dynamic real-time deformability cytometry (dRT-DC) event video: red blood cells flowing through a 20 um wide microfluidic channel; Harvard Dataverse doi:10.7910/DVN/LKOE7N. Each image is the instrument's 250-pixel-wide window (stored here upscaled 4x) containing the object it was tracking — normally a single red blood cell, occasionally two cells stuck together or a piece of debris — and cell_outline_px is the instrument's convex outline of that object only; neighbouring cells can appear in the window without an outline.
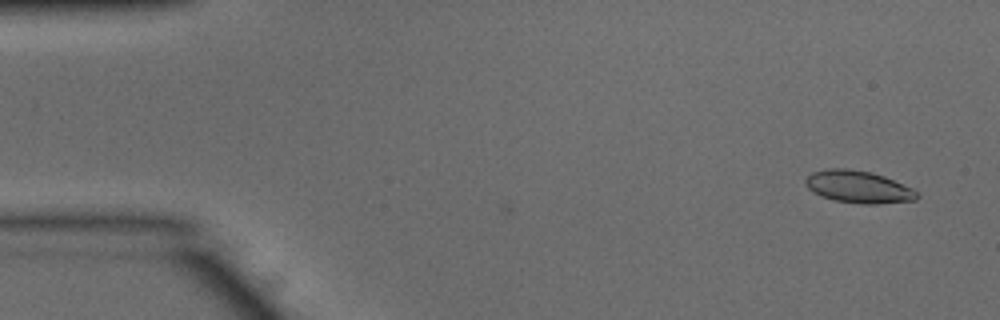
{"species": "common noctule bat (a hibernating species)", "species_latin": "Nyctalus noctula", "temperature_condition": "warm", "stored_images_in_passage": 39, "camera_frame_rate_fps": 3000, "um_per_image_px": 0.085, "animal": {"sex": "male", "body_mass_g": 15.6}, "frame": {"image": 1, "passage_image": 1, "time_ms": 0.0, "image_size_px": [1000, 320], "cell_outline_px": [[920, 196], [916, 200], [876, 204], [864, 204], [836, 200], [812, 192], [804, 184], [804, 180], [812, 172], [828, 168], [848, 168], [872, 172], [884, 176], [912, 188]], "centroid_in_image_um": [72.96, 15.87], "position_along_channel_um": 12.0, "area_um2": 20.92}}
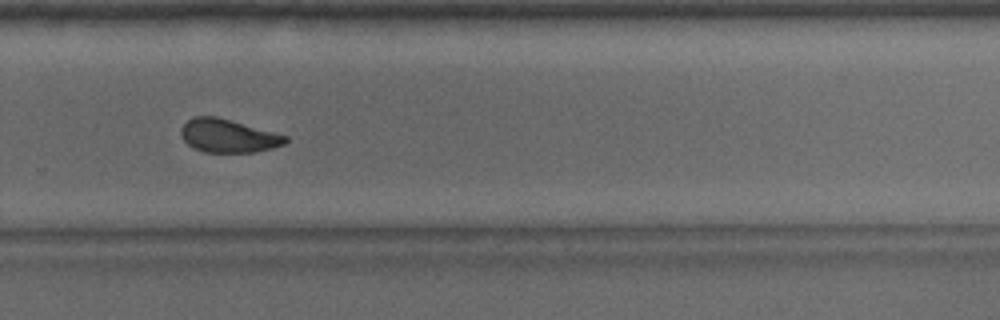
{"frame": {"image": 2, "passage_image": 33, "time_ms": 10.667, "image_size_px": [1000, 320], "cell_outline_px": [[288, 140], [284, 144], [272, 148], [256, 152], [204, 152], [188, 144], [180, 136], [180, 128], [188, 120], [196, 116], [216, 116], [288, 136]], "centroid_in_image_um": [19.38, 11.54], "position_along_channel_um": 310.4, "area_um2": 20.11}}
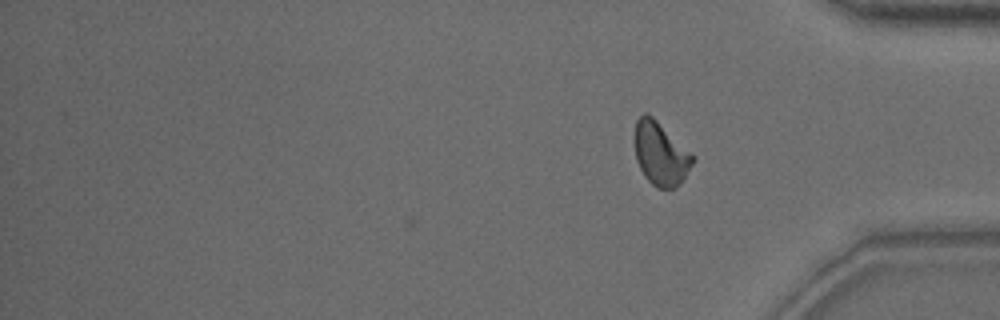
{"frame": {"image": 3, "passage_image": 39, "time_ms": 12.667, "image_size_px": [1000, 320], "cell_outline_px": [[696, 160], [680, 184], [676, 188], [656, 188], [644, 176], [636, 160], [632, 140], [632, 136], [636, 120], [644, 112], [648, 112], [696, 156]], "centroid_in_image_um": [56.13, 13.04], "position_along_channel_um": 379.1, "area_um2": 22.14}, "authors_computed_cell_mechanics": {"area_um2": 21.097, "velocity_mm_per_s": 3.8572, "shape_relaxation_time_tau1_ms": 4.3049, "shape_relaxation_time_tau2_ms": 1.8118, "deformation_change_tau1": 0.1389, "deformation_change_tau2": 0.0661}}